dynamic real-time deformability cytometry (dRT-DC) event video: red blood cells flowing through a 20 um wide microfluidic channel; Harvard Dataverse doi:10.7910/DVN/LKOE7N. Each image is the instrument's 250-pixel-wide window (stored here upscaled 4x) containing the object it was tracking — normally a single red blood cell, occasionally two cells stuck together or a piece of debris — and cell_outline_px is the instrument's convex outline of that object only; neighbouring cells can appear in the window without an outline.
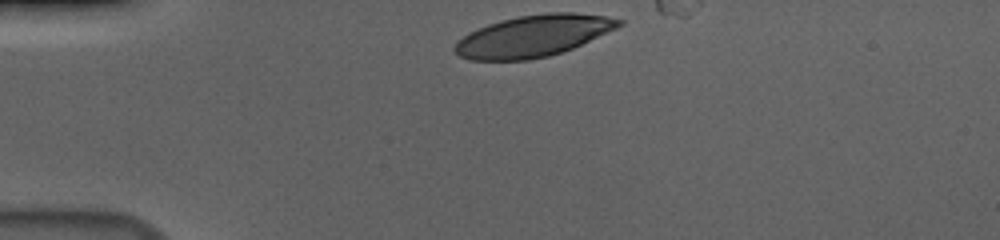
{"species": "human", "species_latin": "Homo sapiens", "temperature_condition": "cold", "stored_images_in_passage": 13, "camera_frame_rate_fps": 3000, "um_per_image_px": 0.085, "donor": {"sex": "male"}, "frame": {"image": 1, "passage_image": 1, "time_ms": 0.0, "image_size_px": [1000, 240], "cell_outline_px": [[624, 24], [616, 28], [572, 48], [548, 56], [528, 60], [468, 60], [460, 56], [452, 48], [468, 32], [488, 24], [500, 20], [520, 16], [548, 12], [572, 12], [604, 16], [624, 20]], "centroid_in_image_um": [45.31, 3.05], "position_along_channel_um": 39.7, "area_um2": 39.42}}
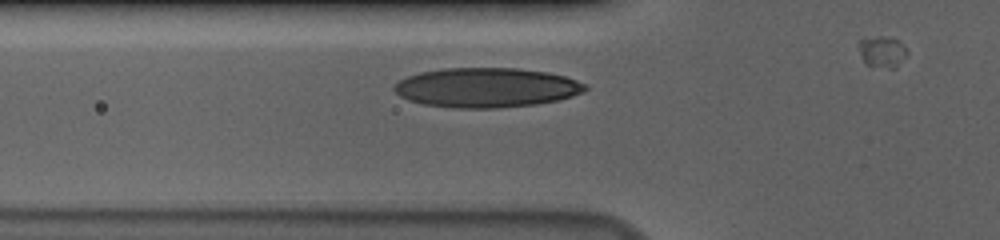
{"frame": {"image": 2, "passage_image": 8, "time_ms": 2.333, "image_size_px": [1000, 240], "cell_outline_px": [[588, 88], [584, 92], [560, 100], [536, 104], [500, 108], [456, 108], [424, 104], [408, 100], [400, 96], [392, 88], [400, 80], [408, 76], [420, 72], [444, 68], [516, 68], [548, 72], [564, 76], [588, 84]], "centroid_in_image_um": [41.38, 7.45], "position_along_channel_um": 84.4, "area_um2": 44.22}}
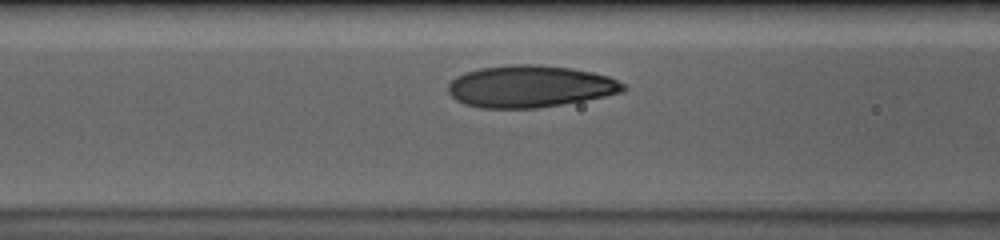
{"frame": {"image": 3, "passage_image": 11, "time_ms": 3.333, "image_size_px": [1000, 240], "cell_outline_px": [[628, 88], [624, 92], [584, 100], [536, 108], [480, 108], [464, 104], [456, 100], [448, 92], [448, 84], [456, 76], [480, 68], [508, 64], [540, 64], [572, 68], [592, 72], [608, 76], [624, 84]], "centroid_in_image_um": [45.05, 7.34], "position_along_channel_um": 121.6, "area_um2": 42.89}}